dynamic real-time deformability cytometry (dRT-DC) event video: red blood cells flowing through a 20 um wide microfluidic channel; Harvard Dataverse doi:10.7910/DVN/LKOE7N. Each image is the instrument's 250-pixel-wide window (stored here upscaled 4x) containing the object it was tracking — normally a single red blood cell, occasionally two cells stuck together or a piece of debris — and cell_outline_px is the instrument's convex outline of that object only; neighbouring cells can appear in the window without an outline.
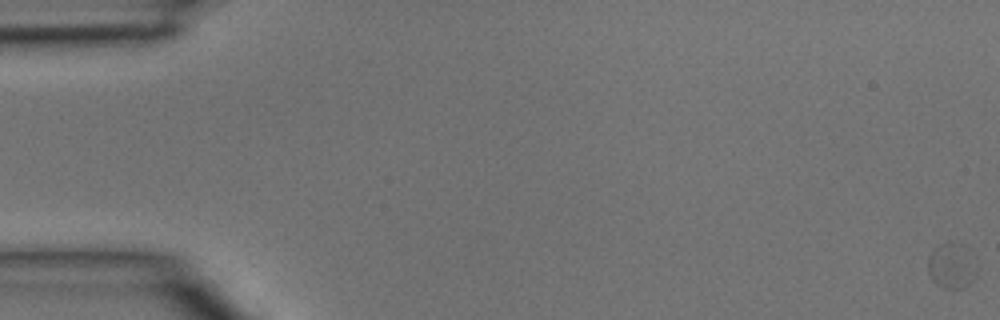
{"species": "common noctule bat (a hibernating species)", "species_latin": "Nyctalus noctula", "temperature_condition": "room temperature", "stored_images_in_passage": 5, "camera_frame_rate_fps": 3000, "um_per_image_px": 0.085, "animal": {"sex": "male", "body_mass_g": 15.6}, "frame": {"image": 1, "passage_image": 1, "time_ms": 0.0, "image_size_px": [1000, 320], "cell_outline_px": [[976, 276], [964, 288], [944, 288], [936, 284], [932, 280], [928, 272], [928, 256], [940, 244], [948, 244], [976, 260]], "centroid_in_image_um": [80.84, 22.72], "position_along_channel_um": 4.2, "area_um2": 11.96}}
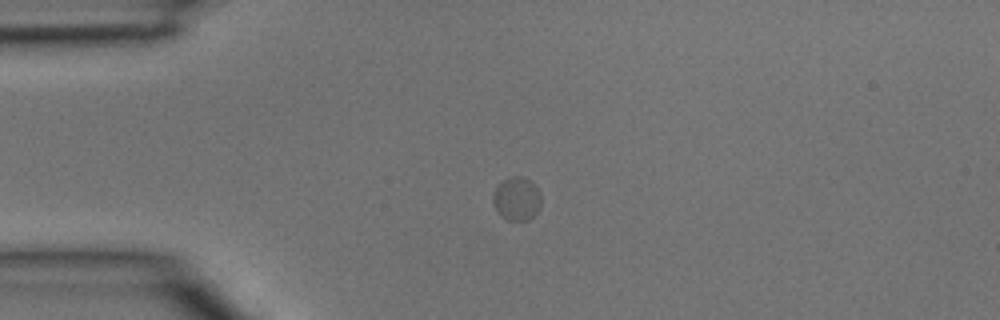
{"frame": {"image": 2, "passage_image": 4, "time_ms": 1.0, "image_size_px": [1000, 320], "cell_outline_px": [[540, 208], [528, 220], [508, 220], [500, 216], [496, 212], [492, 204], [492, 192], [504, 180], [512, 176], [520, 176], [532, 180], [540, 192]], "centroid_in_image_um": [43.9, 16.89], "position_along_channel_um": 41.1, "area_um2": 12.37}}